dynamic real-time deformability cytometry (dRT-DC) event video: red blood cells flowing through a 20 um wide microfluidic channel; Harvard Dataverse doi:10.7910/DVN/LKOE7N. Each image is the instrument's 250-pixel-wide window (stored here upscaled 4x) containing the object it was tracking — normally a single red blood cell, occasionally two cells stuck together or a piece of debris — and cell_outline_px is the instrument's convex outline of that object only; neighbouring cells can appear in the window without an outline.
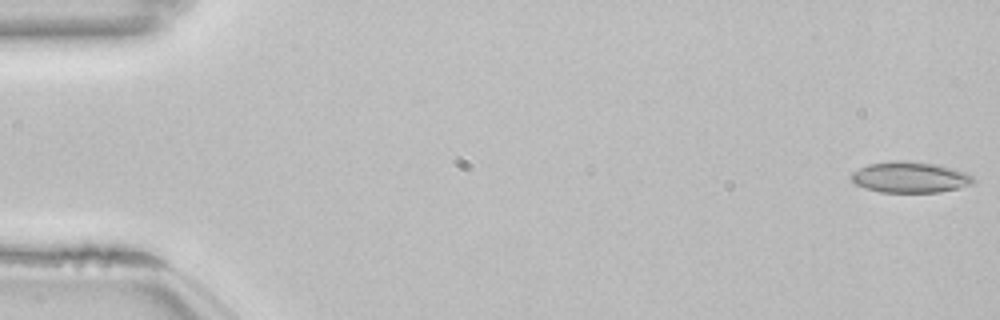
{"species": "common noctule bat (a hibernating species)", "species_latin": "Nyctalus noctula", "temperature_condition": "room temperature", "stored_images_in_passage": 54, "camera_frame_rate_fps": 3000, "um_per_image_px": 0.085, "animal": {"sex": "female", "body_mass_g": 22.7, "forearm_length_mm": 54.2}, "frame": {"image": 1, "passage_image": 1, "time_ms": 0.0, "image_size_px": [1000, 320], "cell_outline_px": [[976, 180], [972, 184], [960, 188], [940, 192], [880, 192], [864, 188], [856, 184], [852, 180], [852, 172], [868, 164], [896, 160], [936, 164], [968, 172]], "centroid_in_image_um": [77.39, 15.07], "position_along_channel_um": 7.6, "area_um2": 22.02}}
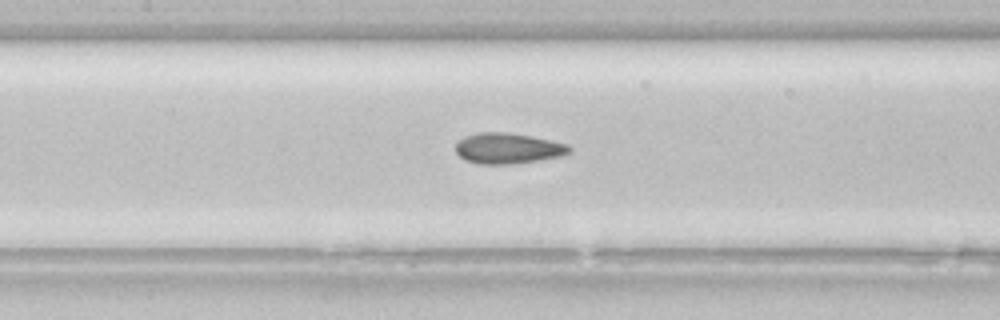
{"frame": {"image": 2, "passage_image": 25, "time_ms": 8.0, "image_size_px": [1000, 320], "cell_outline_px": [[572, 152], [564, 156], [540, 160], [512, 164], [480, 164], [464, 160], [456, 152], [456, 144], [464, 136], [476, 132], [504, 132], [532, 136], [568, 144], [572, 148]], "centroid_in_image_um": [43.2, 12.61], "position_along_channel_um": 164.2, "area_um2": 20.58}}
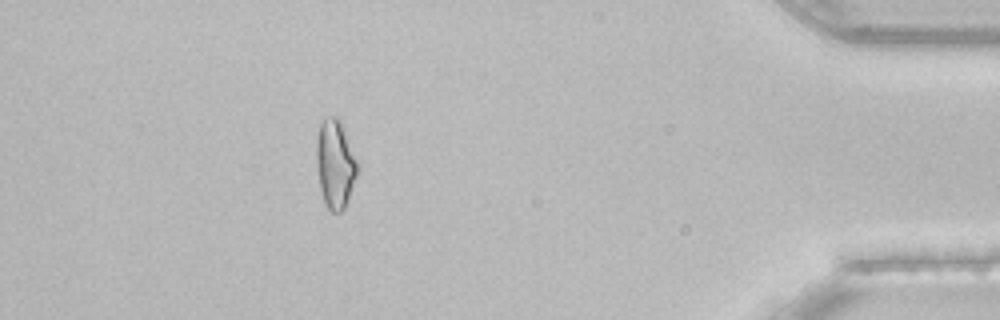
{"frame": {"image": 3, "passage_image": 48, "time_ms": 15.667, "image_size_px": [1000, 320], "cell_outline_px": [[360, 164], [348, 200], [344, 208], [340, 212], [332, 212], [328, 208], [324, 200], [320, 188], [316, 164], [316, 140], [320, 124], [324, 116], [336, 116], [340, 120], [344, 128]], "centroid_in_image_um": [28.5, 13.89], "position_along_channel_um": 406.7, "area_um2": 21.44}, "authors_computed_cell_mechanics": {"area_um2": 20.9236, "velocity_mm_per_s": 3.849, "shape_relaxation_time_tau1_ms": null, "shape_relaxation_time_tau2_ms": 2.494, "deformation_change_tau1": null, "deformation_change_tau2": 0.0965}}